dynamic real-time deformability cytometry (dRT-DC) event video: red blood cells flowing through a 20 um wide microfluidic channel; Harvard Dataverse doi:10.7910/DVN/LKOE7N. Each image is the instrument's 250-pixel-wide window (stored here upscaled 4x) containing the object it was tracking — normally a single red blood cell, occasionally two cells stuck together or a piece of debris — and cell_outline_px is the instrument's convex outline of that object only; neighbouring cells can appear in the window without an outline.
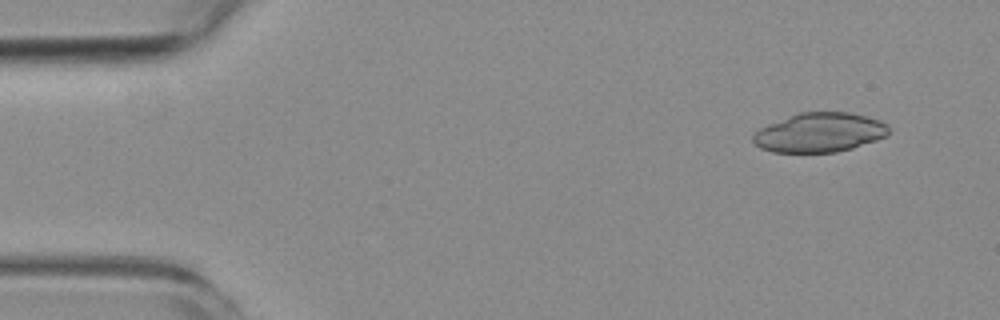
{"species": "common noctule bat (a hibernating species)", "species_latin": "Nyctalus noctula", "temperature_condition": "room temperature", "stored_images_in_passage": 5, "segment_of_instrument_passage": [1, 2], "camera_frame_rate_fps": 3000, "um_per_image_px": 0.085, "animal": {"sex": "female", "body_mass_g": 19.3, "forearm_length_mm": 54.1}, "frame": {"image": 1, "passage_image": 1, "time_ms": 0.0, "image_size_px": [1000, 320], "cell_outline_px": [[888, 136], [852, 148], [836, 152], [772, 152], [760, 148], [752, 140], [752, 136], [760, 128], [768, 124], [800, 112], [848, 112], [868, 116], [880, 120], [888, 124]], "centroid_in_image_um": [69.68, 11.26], "position_along_channel_um": 15.3, "area_um2": 31.1}}